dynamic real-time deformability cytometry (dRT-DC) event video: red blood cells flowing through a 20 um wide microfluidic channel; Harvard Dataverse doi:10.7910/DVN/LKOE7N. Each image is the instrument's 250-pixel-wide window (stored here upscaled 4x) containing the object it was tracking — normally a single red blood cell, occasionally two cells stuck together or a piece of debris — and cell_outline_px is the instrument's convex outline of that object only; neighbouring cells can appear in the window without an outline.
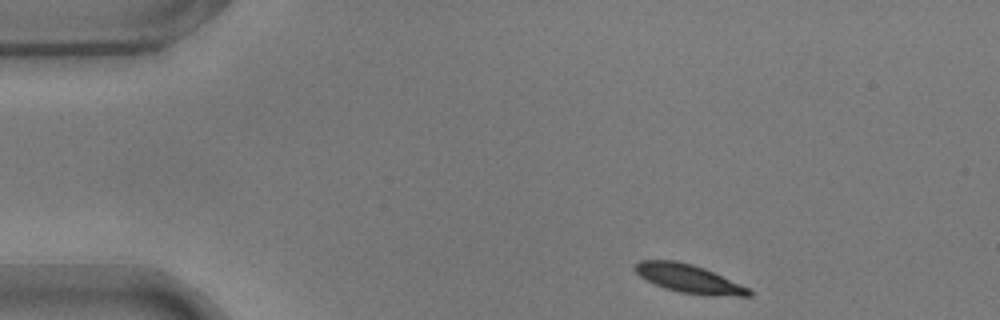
{"species": "common noctule bat (a hibernating species)", "species_latin": "Nyctalus noctula", "temperature_condition": "warm", "stored_images_in_passage": 47, "camera_frame_rate_fps": 3000, "um_per_image_px": 0.085, "animal": {"sex": "male", "body_mass_g": 17.9}, "frame": {"image": 1, "passage_image": 1, "time_ms": 0.0, "image_size_px": [1000, 320], "cell_outline_px": [[752, 296], [712, 296], [680, 292], [664, 288], [640, 276], [636, 272], [636, 264], [640, 260], [676, 260], [692, 264], [704, 268], [740, 284], [748, 288], [752, 292]], "centroid_in_image_um": [58.57, 23.69], "position_along_channel_um": 26.4, "area_um2": 18.61}}
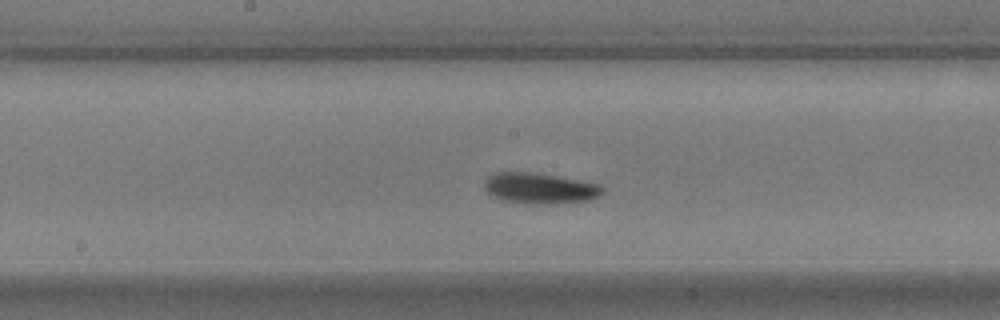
{"frame": {"image": 2, "passage_image": 21, "time_ms": 6.667, "image_size_px": [1000, 320], "cell_outline_px": [[604, 192], [600, 196], [588, 200], [548, 204], [528, 204], [504, 200], [488, 192], [484, 188], [484, 180], [488, 176], [496, 172], [532, 172], [600, 184], [604, 188]], "centroid_in_image_um": [45.89, 16.0], "position_along_channel_um": 202.3, "area_um2": 21.04}}
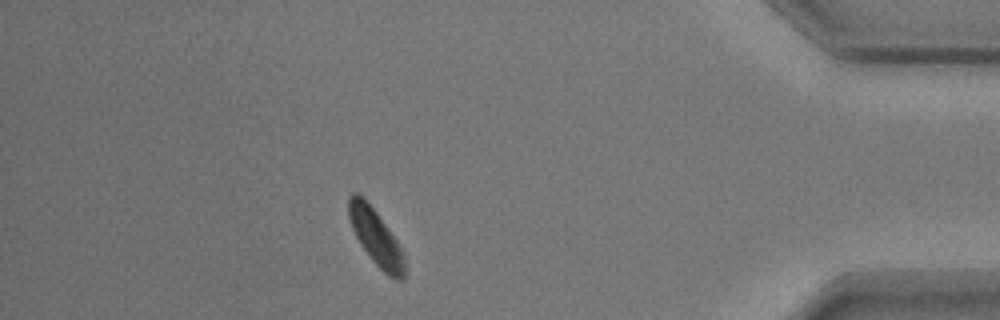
{"frame": {"image": 3, "passage_image": 41, "time_ms": 13.333, "image_size_px": [1000, 320], "cell_outline_px": [[404, 280], [396, 280], [388, 276], [372, 260], [360, 244], [352, 228], [348, 216], [348, 196], [352, 192], [356, 192], [376, 212], [396, 240], [404, 256]], "centroid_in_image_um": [31.93, 20.19], "position_along_channel_um": 403.3, "area_um2": 17.8}, "authors_computed_cell_mechanics": {"area_um2": 19.3052, "velocity_mm_per_s": 3.6629, "shape_relaxation_time_tau1_ms": 2.5749, "shape_relaxation_time_tau2_ms": null, "deformation_change_tau1": 0.1411, "deformation_change_tau2": null}}